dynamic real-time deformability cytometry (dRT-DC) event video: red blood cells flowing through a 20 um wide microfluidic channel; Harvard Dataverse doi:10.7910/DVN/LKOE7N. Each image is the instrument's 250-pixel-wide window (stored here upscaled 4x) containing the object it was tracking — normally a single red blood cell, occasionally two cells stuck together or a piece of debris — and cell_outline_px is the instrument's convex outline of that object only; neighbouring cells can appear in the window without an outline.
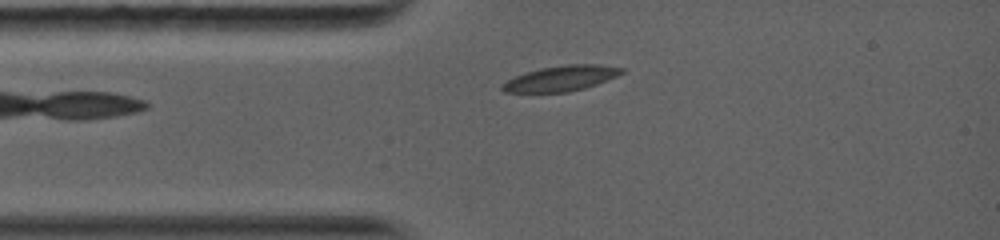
{"species": "common noctule bat (a hibernating species)", "species_latin": "Nyctalus noctula", "temperature_condition": "warm", "stored_images_in_passage": 32, "camera_frame_rate_fps": 5000, "um_per_image_px": 0.085, "animal": {"sex": "female", "body_mass_g": 19.0, "forearm_length_mm": 56.7}, "frame": {"image": 1, "passage_image": 9, "time_ms": 2.0, "image_size_px": [1000, 240], "cell_outline_px": [[624, 72], [608, 80], [584, 88], [568, 92], [504, 92], [500, 88], [500, 84], [516, 76], [540, 68], [568, 64], [596, 64], [624, 68]], "centroid_in_image_um": [47.69, 6.66], "position_along_channel_um": 37.3, "area_um2": 17.51}}
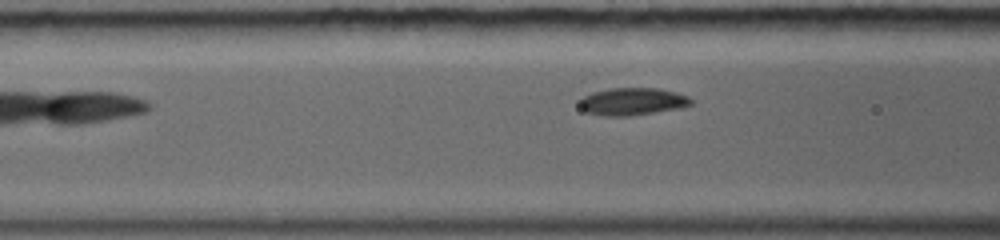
{"frame": {"image": 2, "passage_image": 18, "time_ms": 4.0, "image_size_px": [1000, 240], "cell_outline_px": [[692, 104], [680, 108], [628, 116], [604, 116], [584, 112], [580, 108], [580, 100], [584, 96], [592, 92], [612, 88], [656, 88], [676, 92], [688, 96], [692, 100]], "centroid_in_image_um": [53.74, 8.63], "position_along_channel_um": 112.9, "area_um2": 17.8}}
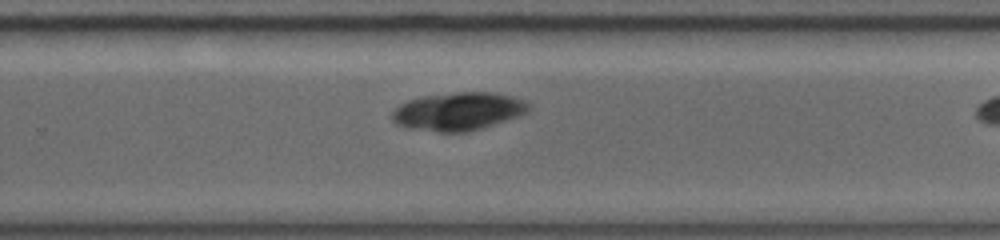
{"frame": {"image": 3, "passage_image": 31, "time_ms": 7.2, "image_size_px": [1000, 240], "cell_outline_px": [[532, 108], [528, 112], [520, 116], [480, 128], [464, 132], [440, 132], [404, 128], [396, 124], [392, 120], [392, 112], [400, 104], [408, 100], [424, 96], [460, 92], [492, 92], [512, 96], [524, 100]], "centroid_in_image_um": [38.95, 9.47], "position_along_channel_um": 290.8, "area_um2": 30.29}}